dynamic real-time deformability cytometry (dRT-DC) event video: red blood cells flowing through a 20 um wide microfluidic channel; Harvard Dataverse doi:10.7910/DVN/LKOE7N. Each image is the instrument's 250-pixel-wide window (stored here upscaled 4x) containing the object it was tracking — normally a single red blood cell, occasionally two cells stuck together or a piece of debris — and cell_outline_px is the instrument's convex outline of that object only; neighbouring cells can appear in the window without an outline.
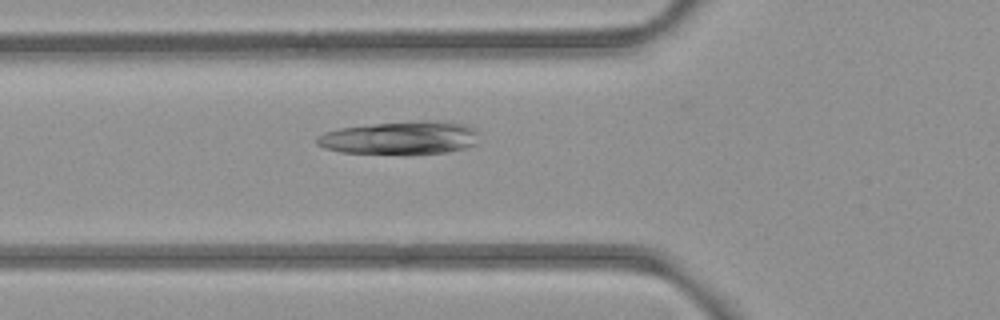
{"species": "common noctule bat (a hibernating species)", "species_latin": "Nyctalus noctula", "temperature_condition": "room temperature", "stored_images_in_passage": 23, "camera_frame_rate_fps": 3000, "um_per_image_px": 0.085, "animal": {"sex": "female", "body_mass_g": 21.9}, "frame": {"image": 1, "passage_image": 4, "time_ms": 1.0, "image_size_px": [1000, 320], "cell_outline_px": [[476, 144], [464, 148], [444, 152], [340, 152], [324, 148], [316, 144], [316, 136], [324, 132], [340, 128], [376, 124], [444, 120], [468, 124], [476, 128]], "centroid_in_image_um": [34.03, 11.69], "position_along_channel_um": 91.8, "area_um2": 30.4}}